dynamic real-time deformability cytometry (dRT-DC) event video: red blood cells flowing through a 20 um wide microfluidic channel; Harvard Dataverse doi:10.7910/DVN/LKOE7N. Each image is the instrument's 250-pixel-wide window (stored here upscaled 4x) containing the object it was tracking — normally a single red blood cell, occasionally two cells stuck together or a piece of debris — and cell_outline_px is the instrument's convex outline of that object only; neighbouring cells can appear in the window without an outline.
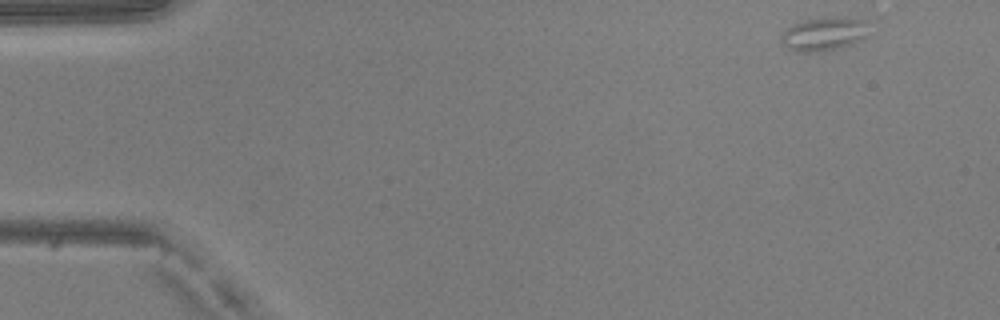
{"species": "common noctule bat (a hibernating species)", "species_latin": "Nyctalus noctula", "temperature_condition": "warm", "stored_images_in_passage": 3, "camera_frame_rate_fps": 3000, "um_per_image_px": 0.085, "animal": {"sex": "male", "body_mass_g": 20.5, "forearm_length_mm": 52.5}, "frame": {"image": 1, "passage_image": 1, "time_ms": 0.0, "image_size_px": [1000, 320], "cell_outline_px": [[868, 36], [852, 44], [820, 52], [800, 52], [788, 48], [784, 44], [780, 36], [792, 24], [804, 20], [844, 16], [868, 20]], "centroid_in_image_um": [70.1, 2.87], "position_along_channel_um": 14.9, "area_um2": 17.22}}